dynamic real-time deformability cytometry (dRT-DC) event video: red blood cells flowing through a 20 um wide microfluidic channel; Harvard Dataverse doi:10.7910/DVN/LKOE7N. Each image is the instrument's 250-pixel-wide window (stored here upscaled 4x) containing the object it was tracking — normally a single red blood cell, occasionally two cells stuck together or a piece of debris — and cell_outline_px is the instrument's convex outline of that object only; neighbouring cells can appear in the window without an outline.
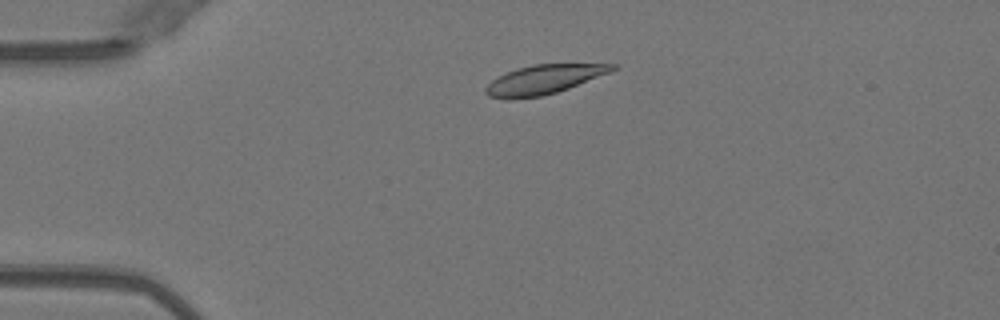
{"species": "Egyptian fruit bat (a non-hibernating species)", "species_latin": "Rousettus aegyptiacus", "temperature_condition": "warm", "stored_images_in_passage": 26, "camera_frame_rate_fps": 3000, "um_per_image_px": 0.085, "animal": {"sex": "female"}, "frame": {"image": 1, "passage_image": 3, "time_ms": 0.667, "image_size_px": [1000, 320], "cell_outline_px": [[620, 68], [568, 88], [556, 92], [540, 96], [512, 100], [508, 100], [488, 96], [484, 92], [484, 88], [492, 80], [516, 68], [532, 64], [616, 64]], "centroid_in_image_um": [46.19, 6.76], "position_along_channel_um": 38.8, "area_um2": 21.5}}
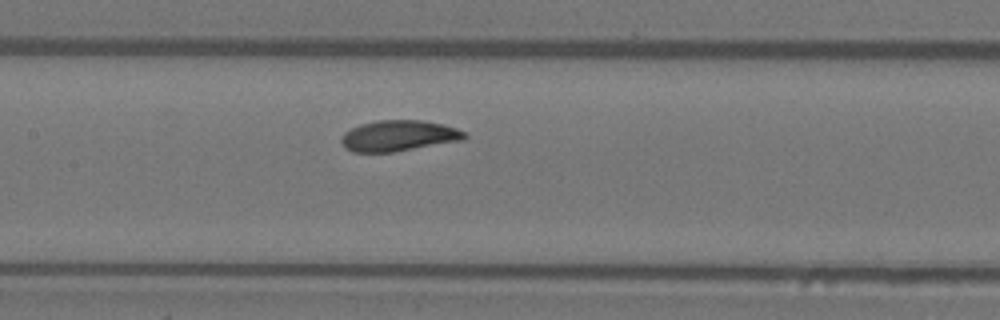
{"frame": {"image": 2, "passage_image": 16, "time_ms": 5.0, "image_size_px": [1000, 320], "cell_outline_px": [[468, 136], [464, 140], [392, 152], [352, 152], [344, 148], [340, 140], [344, 132], [360, 124], [380, 120], [420, 120], [440, 124], [456, 128], [464, 132]], "centroid_in_image_um": [33.86, 11.55], "position_along_channel_um": 173.5, "area_um2": 22.08}}
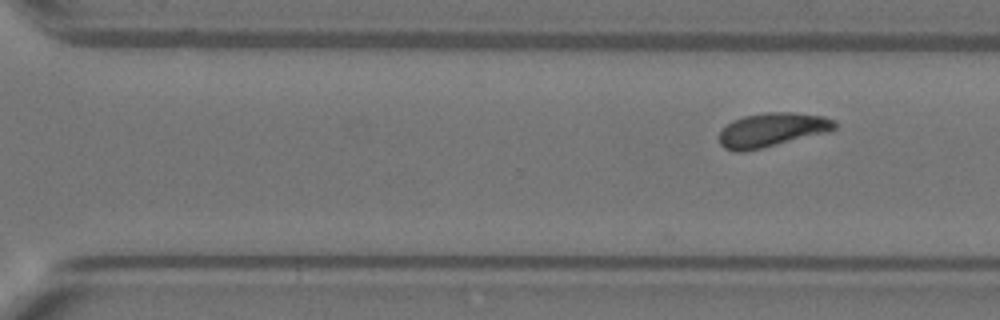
{"frame": {"image": 3, "passage_image": 26, "time_ms": 8.333, "image_size_px": [1000, 320], "cell_outline_px": [[836, 128], [832, 132], [744, 152], [736, 152], [724, 148], [720, 144], [720, 132], [732, 120], [744, 116], [768, 112], [796, 112], [824, 116], [836, 120]], "centroid_in_image_um": [65.68, 11.04], "position_along_channel_um": 304.9, "area_um2": 23.18}}